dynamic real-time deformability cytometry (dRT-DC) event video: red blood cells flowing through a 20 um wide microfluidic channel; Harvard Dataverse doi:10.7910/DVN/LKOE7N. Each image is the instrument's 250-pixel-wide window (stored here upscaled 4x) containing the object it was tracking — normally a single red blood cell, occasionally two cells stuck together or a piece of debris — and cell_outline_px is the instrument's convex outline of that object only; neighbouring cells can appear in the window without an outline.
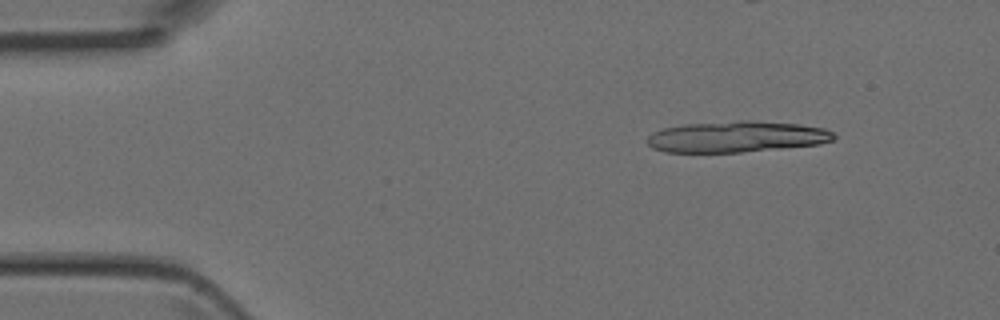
{"species": "Egyptian fruit bat (a non-hibernating species)", "species_latin": "Rousettus aegyptiacus", "temperature_condition": "room temperature", "stored_images_in_passage": 5, "segment_of_instrument_passage": [1, 2], "camera_frame_rate_fps": 3000, "um_per_image_px": 0.085, "animal": {"sex": "female"}, "frame": {"image": 1, "passage_image": 2, "time_ms": 0.333, "image_size_px": [1000, 320], "cell_outline_px": [[836, 136], [832, 140], [820, 144], [740, 152], [664, 152], [652, 148], [648, 144], [648, 136], [652, 132], [664, 128], [684, 124], [740, 120], [752, 120], [800, 124], [824, 128], [832, 132]], "centroid_in_image_um": [62.6, 11.61], "position_along_channel_um": 22.4, "area_um2": 33.87}}